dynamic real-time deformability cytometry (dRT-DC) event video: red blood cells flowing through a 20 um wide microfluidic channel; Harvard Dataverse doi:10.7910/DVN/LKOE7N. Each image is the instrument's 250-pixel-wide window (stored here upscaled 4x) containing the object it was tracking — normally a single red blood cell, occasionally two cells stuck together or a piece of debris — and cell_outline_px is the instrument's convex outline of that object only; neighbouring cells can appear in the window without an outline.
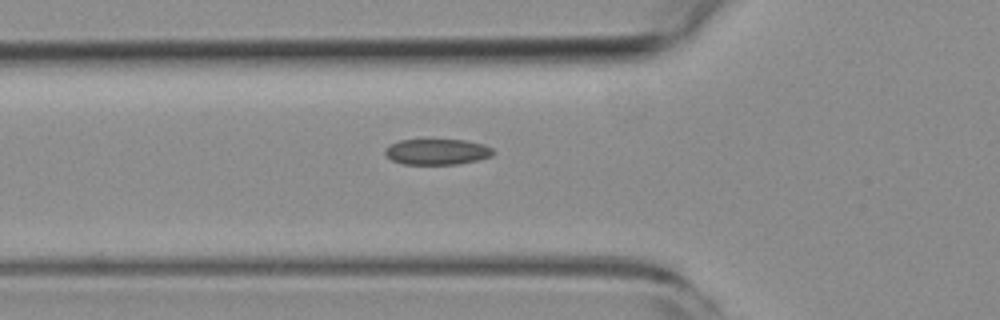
{"species": "common noctule bat (a hibernating species)", "species_latin": "Nyctalus noctula", "temperature_condition": "room temperature", "stored_images_in_passage": 37, "camera_frame_rate_fps": 3000, "um_per_image_px": 0.085, "animal": {"sex": "female", "body_mass_g": 19.3, "forearm_length_mm": 54.1}, "frame": {"image": 1, "passage_image": 2, "time_ms": 0.333, "image_size_px": [1000, 320], "cell_outline_px": [[492, 156], [476, 160], [456, 164], [400, 164], [392, 160], [384, 152], [384, 148], [400, 140], [468, 140], [484, 144], [492, 148]], "centroid_in_image_um": [37.14, 12.9], "position_along_channel_um": 88.7, "area_um2": 16.13}}
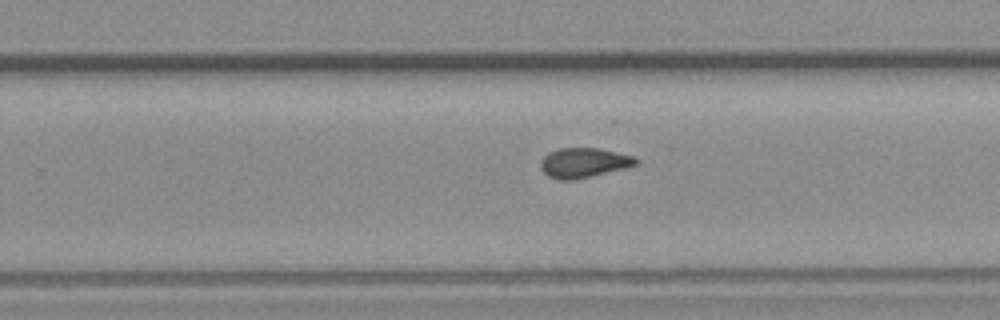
{"frame": {"image": 2, "passage_image": 17, "time_ms": 5.333, "image_size_px": [1000, 320], "cell_outline_px": [[636, 164], [624, 168], [576, 180], [560, 180], [548, 176], [540, 168], [540, 160], [548, 152], [560, 148], [596, 148], [632, 156], [636, 160]], "centroid_in_image_um": [49.53, 13.84], "position_along_channel_um": 280.3, "area_um2": 16.3}}
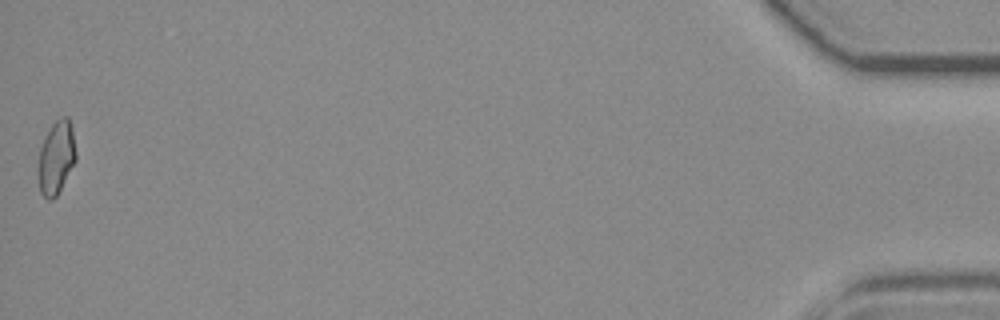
{"frame": {"image": 3, "passage_image": 37, "time_ms": 12.0, "image_size_px": [1000, 320], "cell_outline_px": [[76, 160], [56, 196], [52, 200], [48, 200], [40, 192], [36, 172], [36, 168], [40, 148], [44, 136], [52, 124], [60, 116], [68, 116], [72, 128], [76, 152]], "centroid_in_image_um": [4.74, 13.39], "position_along_channel_um": 430.5, "area_um2": 16.42}}